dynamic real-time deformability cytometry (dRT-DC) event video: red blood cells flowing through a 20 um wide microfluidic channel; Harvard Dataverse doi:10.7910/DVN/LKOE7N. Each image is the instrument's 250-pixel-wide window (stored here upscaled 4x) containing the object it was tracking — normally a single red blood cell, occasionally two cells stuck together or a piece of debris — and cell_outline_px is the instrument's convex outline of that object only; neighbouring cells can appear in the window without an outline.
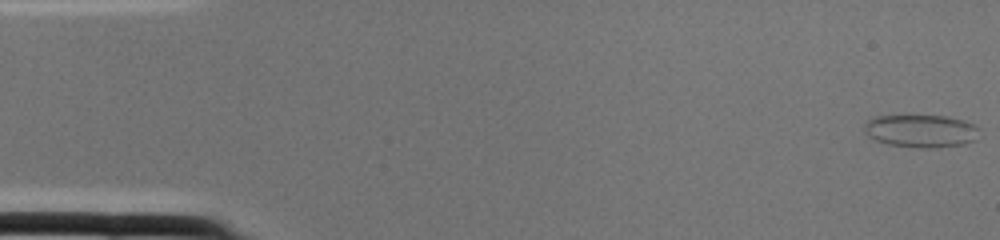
{"species": "common noctule bat (a hibernating species)", "species_latin": "Nyctalus noctula", "temperature_condition": "cold", "stored_images_in_passage": 2, "camera_frame_rate_fps": 3000, "um_per_image_px": 0.085, "animal": {"sex": "female", "body_mass_g": 22.0, "forearm_length_mm": 56.7}, "frame": {"image": 1, "passage_image": 1, "time_ms": 0.0, "image_size_px": [1000, 240], "cell_outline_px": [[980, 128], [976, 140], [964, 144], [936, 148], [924, 148], [888, 144], [876, 140], [868, 136], [864, 132], [864, 124], [872, 116], [948, 116], [964, 120]], "centroid_in_image_um": [78.29, 11.13], "position_along_channel_um": 6.7, "area_um2": 22.08}}
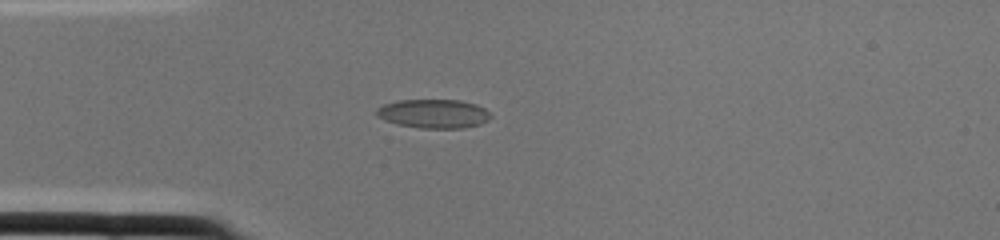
{"frame": {"image": 2, "passage_image": 2, "time_ms": 0.333, "image_size_px": [1000, 240], "cell_outline_px": [[492, 116], [488, 120], [480, 124], [464, 128], [420, 128], [400, 124], [384, 120], [376, 116], [376, 108], [384, 104], [400, 100], [460, 100], [476, 104], [484, 108]], "centroid_in_image_um": [36.86, 9.66], "position_along_channel_um": 48.1, "area_um2": 19.19}}